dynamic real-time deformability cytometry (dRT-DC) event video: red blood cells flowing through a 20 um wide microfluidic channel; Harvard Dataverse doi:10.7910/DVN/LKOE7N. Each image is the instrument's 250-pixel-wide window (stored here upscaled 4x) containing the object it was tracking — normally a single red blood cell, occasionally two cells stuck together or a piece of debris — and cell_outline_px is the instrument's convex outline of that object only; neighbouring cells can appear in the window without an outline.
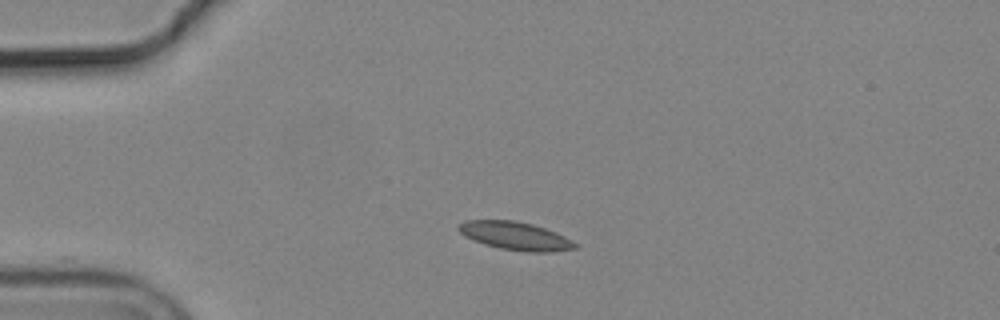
{"species": "common noctule bat (a hibernating species)", "species_latin": "Nyctalus noctula", "temperature_condition": "cold", "stored_images_in_passage": 43, "camera_frame_rate_fps": 3000, "um_per_image_px": 0.085, "animal": {"sex": "male", "body_mass_g": 19.2, "forearm_length_mm": 51.8}, "frame": {"image": 1, "passage_image": 1, "time_ms": 0.0, "image_size_px": [1000, 320], "cell_outline_px": [[580, 244], [576, 248], [552, 252], [528, 252], [500, 248], [484, 244], [464, 236], [456, 228], [464, 220], [516, 220], [532, 224], [556, 232]], "centroid_in_image_um": [43.82, 20.05], "position_along_channel_um": 41.2, "area_um2": 19.19}}
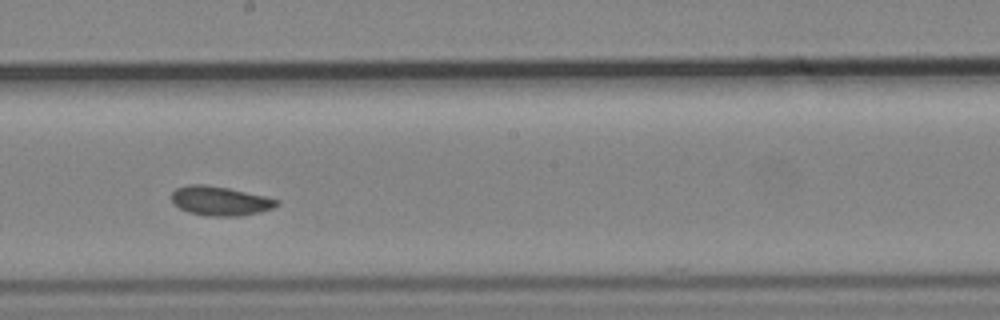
{"frame": {"image": 2, "passage_image": 19, "time_ms": 6.0, "image_size_px": [1000, 320], "cell_outline_px": [[280, 204], [272, 208], [240, 216], [208, 216], [188, 212], [172, 204], [172, 192], [176, 188], [188, 184], [204, 184], [228, 188], [264, 196], [280, 200]], "centroid_in_image_um": [18.67, 17.07], "position_along_channel_um": 229.5, "area_um2": 17.86}}
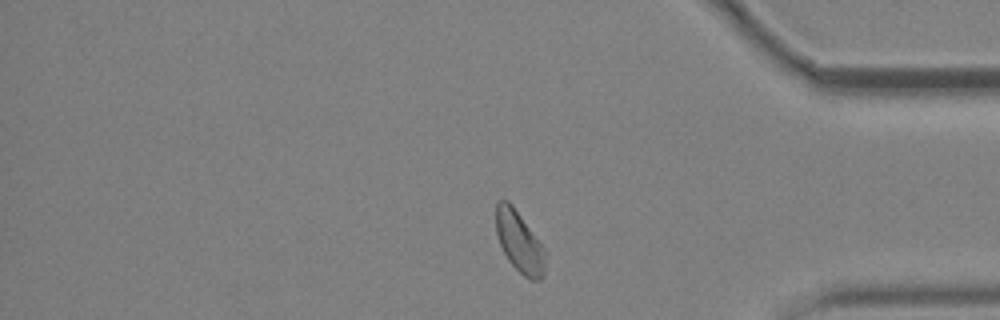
{"frame": {"image": 3, "passage_image": 34, "time_ms": 11.0, "image_size_px": [1000, 320], "cell_outline_px": [[544, 272], [540, 280], [532, 280], [524, 276], [508, 260], [500, 244], [496, 232], [496, 200], [508, 200], [512, 204], [544, 248]], "centroid_in_image_um": [44.12, 20.53], "position_along_channel_um": 391.1, "area_um2": 17.22}}